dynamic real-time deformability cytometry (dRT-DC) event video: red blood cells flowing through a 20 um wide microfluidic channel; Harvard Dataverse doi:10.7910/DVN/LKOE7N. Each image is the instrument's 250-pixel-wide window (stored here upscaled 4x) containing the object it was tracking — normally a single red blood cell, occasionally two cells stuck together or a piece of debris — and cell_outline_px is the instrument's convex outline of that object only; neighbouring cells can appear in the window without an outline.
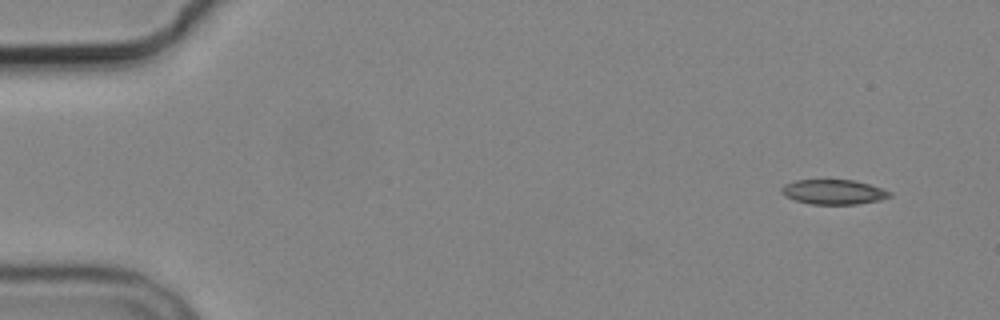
{"species": "common noctule bat (a hibernating species)", "species_latin": "Nyctalus noctula", "temperature_condition": "cold", "stored_images_in_passage": 8, "camera_frame_rate_fps": 3000, "um_per_image_px": 0.085, "animal": {"sex": "male", "body_mass_g": 19.2, "forearm_length_mm": 51.8}, "frame": {"image": 1, "passage_image": 1, "time_ms": 0.0, "image_size_px": [1000, 320], "cell_outline_px": [[892, 196], [880, 200], [856, 204], [812, 204], [796, 200], [784, 196], [780, 192], [780, 188], [784, 184], [796, 180], [856, 180], [884, 188], [892, 192]], "centroid_in_image_um": [70.87, 16.31], "position_along_channel_um": 14.1, "area_um2": 15.78}}
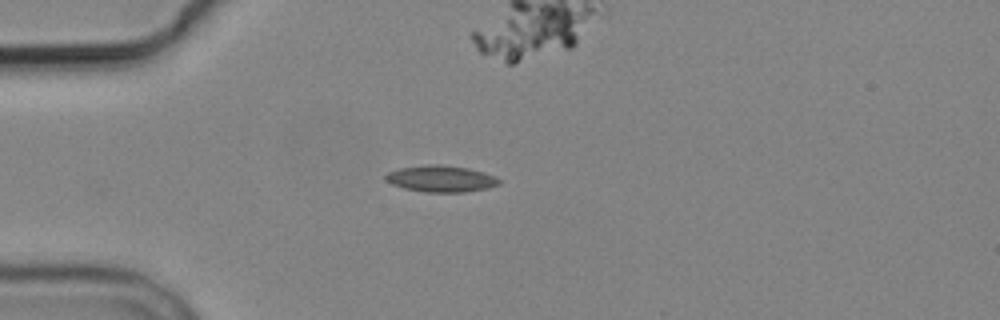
{"frame": {"image": 2, "passage_image": 4, "time_ms": 3.667, "image_size_px": [1000, 320], "cell_outline_px": [[500, 184], [488, 188], [464, 192], [424, 192], [404, 188], [392, 184], [384, 180], [384, 176], [388, 172], [400, 168], [428, 164], [440, 164], [468, 168], [484, 172], [500, 180]], "centroid_in_image_um": [37.45, 15.19], "position_along_channel_um": 47.5, "area_um2": 17.51}}